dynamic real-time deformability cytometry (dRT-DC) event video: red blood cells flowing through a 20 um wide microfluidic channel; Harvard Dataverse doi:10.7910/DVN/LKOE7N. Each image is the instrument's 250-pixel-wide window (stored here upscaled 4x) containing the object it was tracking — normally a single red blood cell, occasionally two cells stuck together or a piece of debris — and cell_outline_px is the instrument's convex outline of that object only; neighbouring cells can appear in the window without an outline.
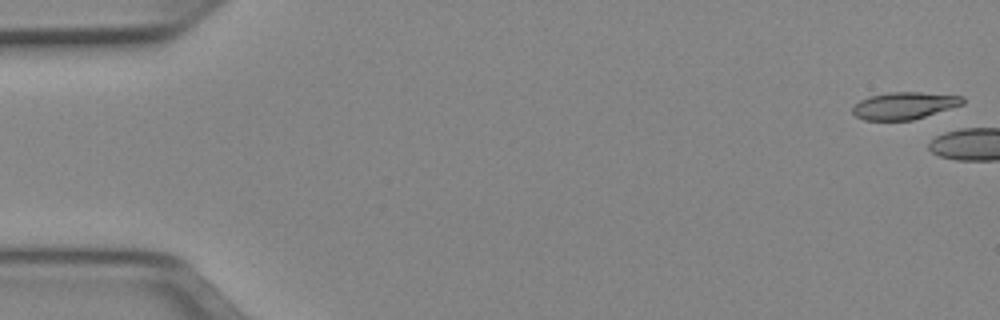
{"species": "Egyptian fruit bat (a non-hibernating species)", "species_latin": "Rousettus aegyptiacus", "temperature_condition": "cold", "stored_images_in_passage": 4, "camera_frame_rate_fps": 3000, "um_per_image_px": 0.085, "animal": {"sex": "female"}, "frame": {"image": 1, "passage_image": 1, "time_ms": 0.0, "image_size_px": [1000, 320], "cell_outline_px": [[964, 104], [912, 120], [864, 120], [856, 116], [852, 112], [852, 108], [860, 100], [868, 96], [888, 92], [920, 92], [964, 96]], "centroid_in_image_um": [76.86, 8.97], "position_along_channel_um": 8.1, "area_um2": 17.4}}